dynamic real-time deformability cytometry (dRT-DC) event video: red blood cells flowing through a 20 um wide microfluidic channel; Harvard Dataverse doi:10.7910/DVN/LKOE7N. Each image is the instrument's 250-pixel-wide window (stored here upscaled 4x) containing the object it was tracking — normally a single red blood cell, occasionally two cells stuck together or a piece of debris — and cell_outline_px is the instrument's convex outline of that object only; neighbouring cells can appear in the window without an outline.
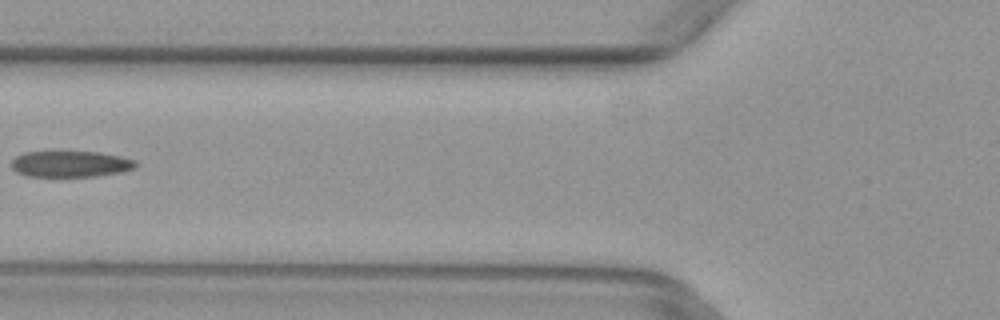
{"species": "common noctule bat (a hibernating species)", "species_latin": "Nyctalus noctula", "temperature_condition": "warm", "stored_images_in_passage": 5, "camera_frame_rate_fps": 3000, "um_per_image_px": 0.085, "animal": {"sex": "female", "body_mass_g": 29.2, "forearm_length_mm": 56.3}, "frame": {"image": 1, "passage_image": 5, "time_ms": 1.333, "image_size_px": [1000, 320], "cell_outline_px": [[136, 168], [124, 172], [96, 176], [24, 176], [16, 172], [12, 168], [12, 160], [16, 156], [24, 152], [100, 152], [120, 156], [136, 160]], "centroid_in_image_um": [6.01, 13.94], "position_along_channel_um": 119.8, "area_um2": 19.02}}